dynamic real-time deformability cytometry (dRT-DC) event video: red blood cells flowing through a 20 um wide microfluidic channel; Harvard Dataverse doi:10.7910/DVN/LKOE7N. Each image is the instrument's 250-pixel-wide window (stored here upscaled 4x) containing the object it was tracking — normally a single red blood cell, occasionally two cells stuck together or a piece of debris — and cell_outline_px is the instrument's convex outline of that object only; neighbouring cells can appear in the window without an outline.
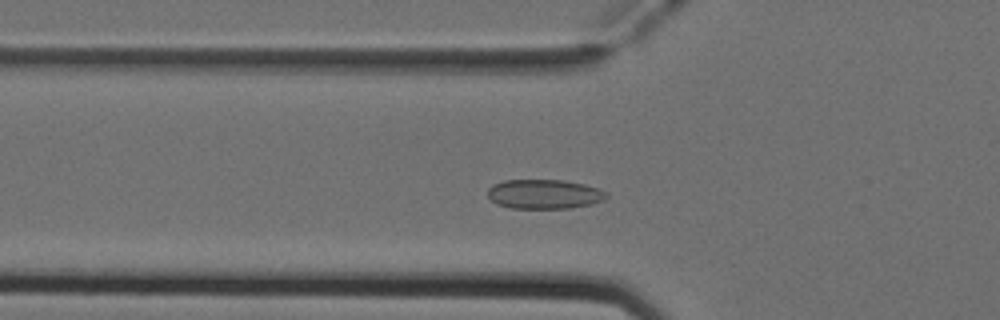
{"species": "Egyptian fruit bat (a non-hibernating species)", "species_latin": "Rousettus aegyptiacus", "temperature_condition": "cold", "stored_images_in_passage": 48, "segment_of_instrument_passage": [1, 2], "camera_frame_rate_fps": 3000, "um_per_image_px": 0.085, "animal": {"sex": "female"}, "frame": {"image": 1, "passage_image": 13, "time_ms": 4.0, "image_size_px": [1000, 320], "cell_outline_px": [[608, 196], [604, 200], [592, 204], [568, 208], [508, 208], [496, 204], [488, 196], [488, 188], [492, 184], [504, 180], [564, 180], [584, 184], [600, 188], [608, 192]], "centroid_in_image_um": [46.27, 16.49], "position_along_channel_um": 79.5, "area_um2": 20.58}}
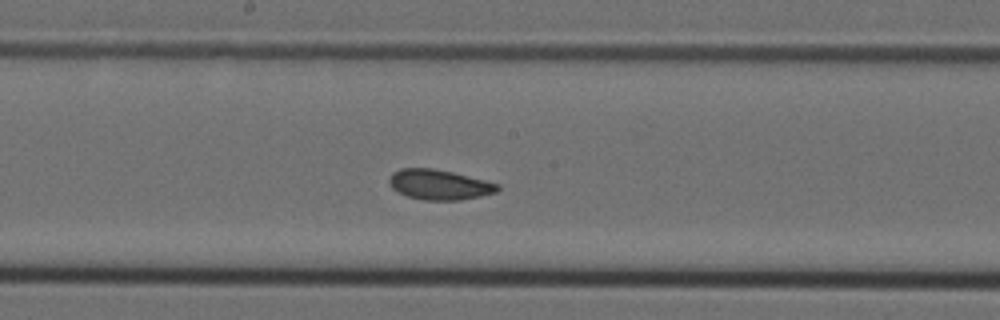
{"frame": {"image": 2, "passage_image": 23, "time_ms": 7.333, "image_size_px": [1000, 320], "cell_outline_px": [[500, 188], [496, 192], [480, 196], [460, 200], [424, 200], [408, 196], [392, 188], [388, 180], [392, 172], [400, 168], [432, 168], [452, 172], [500, 184]], "centroid_in_image_um": [37.33, 15.69], "position_along_channel_um": 210.9, "area_um2": 18.9}}
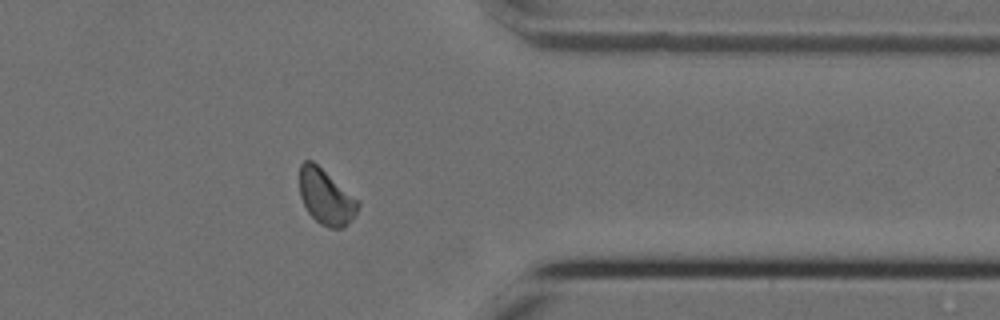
{"frame": {"image": 3, "passage_image": 37, "time_ms": 12.0, "image_size_px": [1000, 320], "cell_outline_px": [[360, 204], [356, 216], [344, 228], [328, 228], [320, 224], [308, 212], [300, 196], [300, 164], [304, 160], [312, 160], [360, 200]], "centroid_in_image_um": [27.74, 16.75], "position_along_channel_um": 383.7, "area_um2": 19.07}}